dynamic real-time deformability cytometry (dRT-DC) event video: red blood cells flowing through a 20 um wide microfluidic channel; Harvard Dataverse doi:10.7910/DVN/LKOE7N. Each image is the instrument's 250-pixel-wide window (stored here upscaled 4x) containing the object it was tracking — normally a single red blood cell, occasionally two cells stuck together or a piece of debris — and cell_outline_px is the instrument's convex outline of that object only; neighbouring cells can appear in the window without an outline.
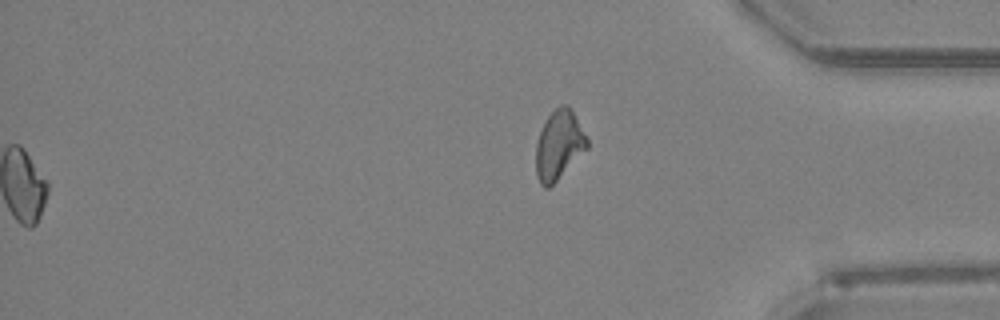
{"species": "Egyptian fruit bat (a non-hibernating species)", "species_latin": "Rousettus aegyptiacus", "temperature_condition": "room temperature", "stored_images_in_passage": 41, "segment_of_instrument_passage": [2, 2], "camera_frame_rate_fps": 3000, "um_per_image_px": 0.085, "animal": {"sex": "female"}, "frame": {"image": 1, "passage_image": 41, "time_ms": 13.333, "image_size_px": [1000, 320], "cell_outline_px": [[588, 148], [548, 188], [544, 188], [540, 184], [536, 176], [536, 144], [540, 132], [548, 116], [560, 104], [568, 104], [572, 108], [588, 140]], "centroid_in_image_um": [47.51, 12.31], "position_along_channel_um": 387.7, "area_um2": 20.46}}